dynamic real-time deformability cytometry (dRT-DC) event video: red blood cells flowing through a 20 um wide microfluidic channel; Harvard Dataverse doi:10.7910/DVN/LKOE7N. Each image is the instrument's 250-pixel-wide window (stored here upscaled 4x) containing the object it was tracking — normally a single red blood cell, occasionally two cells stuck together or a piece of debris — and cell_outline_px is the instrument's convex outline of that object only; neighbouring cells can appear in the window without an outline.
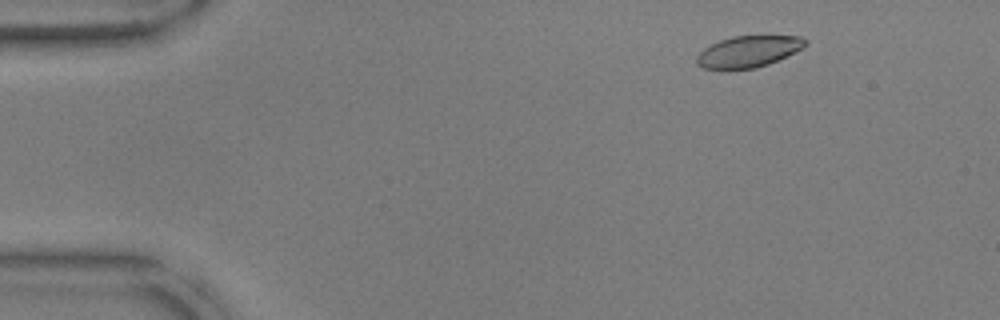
{"species": "common noctule bat (a hibernating species)", "species_latin": "Nyctalus noctula", "temperature_condition": "warm", "stored_images_in_passage": 52, "camera_frame_rate_fps": 3000, "um_per_image_px": 0.085, "animal": {"sex": "male", "body_mass_g": 17.9, "forearm_length_mm": 54.2}, "frame": {"image": 1, "passage_image": 5, "time_ms": 1.333, "image_size_px": [1000, 320], "cell_outline_px": [[804, 44], [800, 48], [768, 64], [756, 68], [720, 72], [700, 68], [696, 64], [696, 56], [704, 48], [720, 40], [732, 36], [800, 36], [804, 40]], "centroid_in_image_um": [63.44, 4.44], "position_along_channel_um": 21.6, "area_um2": 20.06}}
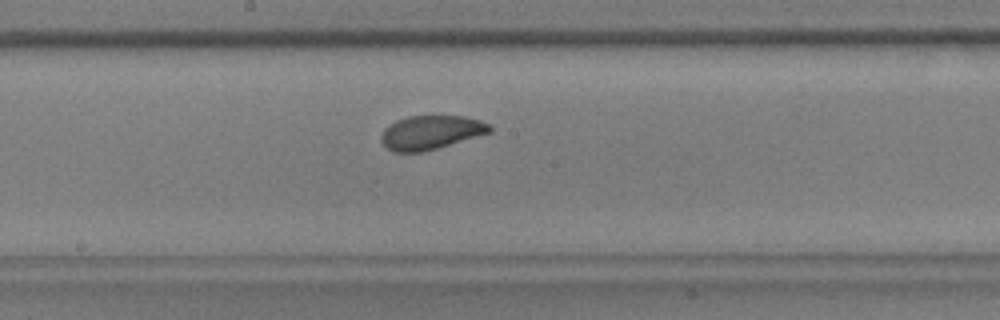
{"frame": {"image": 2, "passage_image": 27, "time_ms": 8.667, "image_size_px": [1000, 320], "cell_outline_px": [[492, 132], [436, 148], [420, 152], [392, 152], [380, 140], [380, 136], [384, 128], [396, 120], [408, 116], [464, 116], [480, 120], [488, 124], [492, 128]], "centroid_in_image_um": [36.6, 11.25], "position_along_channel_um": 211.6, "area_um2": 21.33}}
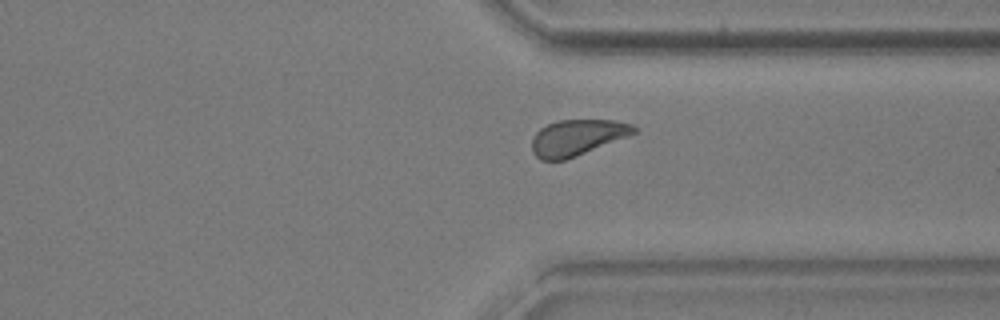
{"frame": {"image": 3, "passage_image": 39, "time_ms": 12.667, "image_size_px": [1000, 320], "cell_outline_px": [[640, 132], [576, 156], [564, 160], [540, 160], [532, 152], [532, 140], [536, 132], [540, 128], [556, 120], [616, 120], [632, 124], [640, 128]], "centroid_in_image_um": [49.11, 11.68], "position_along_channel_um": 362.3, "area_um2": 21.62}, "authors_computed_cell_mechanics": {"area_um2": 21.675, "velocity_mm_per_s": 3.7644, "shape_relaxation_time_tau1_ms": 3.8982, "shape_relaxation_time_tau2_ms": 5.5457, "deformation_change_tau1": 0.1002, "deformation_change_tau2": 0.077}}